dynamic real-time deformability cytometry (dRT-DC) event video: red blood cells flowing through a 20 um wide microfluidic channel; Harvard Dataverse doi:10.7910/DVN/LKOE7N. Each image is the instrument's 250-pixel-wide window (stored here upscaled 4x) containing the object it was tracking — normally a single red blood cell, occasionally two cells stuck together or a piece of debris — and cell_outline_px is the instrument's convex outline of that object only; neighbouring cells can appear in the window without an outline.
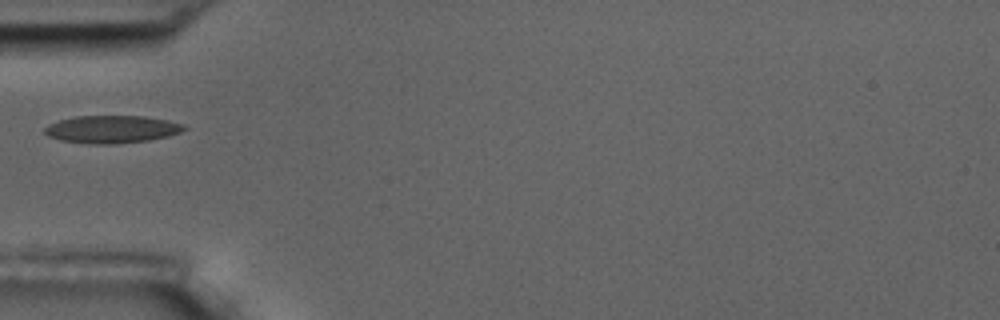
{"species": "common noctule bat (a hibernating species)", "species_latin": "Nyctalus noctula", "temperature_condition": "room temperature", "stored_images_in_passage": 1, "camera_frame_rate_fps": 3000, "um_per_image_px": 0.085, "animal": {"sex": "male", "body_mass_g": 17.5, "forearm_length_mm": 52.3}, "frame": {"image": 1, "passage_image": 1, "time_ms": 0.0, "image_size_px": [1000, 320], "cell_outline_px": [[188, 128], [180, 132], [168, 136], [148, 140], [112, 144], [88, 144], [60, 140], [48, 136], [44, 132], [44, 128], [48, 124], [60, 120], [76, 116], [144, 116], [168, 120], [184, 124]], "centroid_in_image_um": [9.5, 10.99], "position_along_channel_um": 75.5, "area_um2": 22.48}}